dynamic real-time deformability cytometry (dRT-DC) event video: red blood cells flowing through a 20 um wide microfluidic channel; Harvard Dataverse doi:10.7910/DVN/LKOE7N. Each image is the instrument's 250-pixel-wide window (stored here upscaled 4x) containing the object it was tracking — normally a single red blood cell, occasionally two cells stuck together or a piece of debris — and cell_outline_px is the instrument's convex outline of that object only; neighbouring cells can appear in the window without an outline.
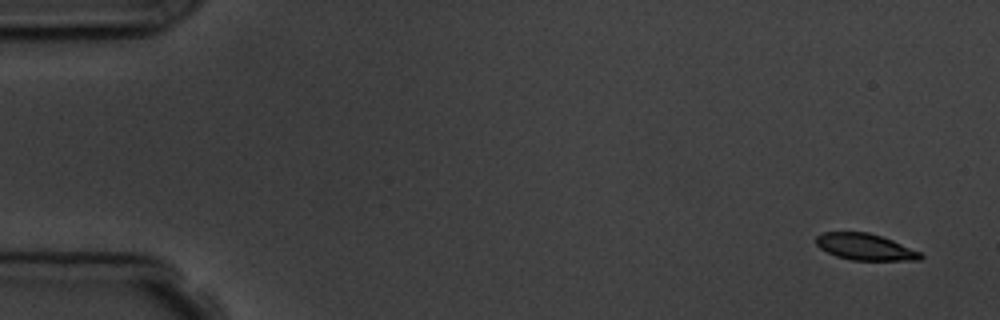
{"species": "common noctule bat (a hibernating species)", "species_latin": "Nyctalus noctula", "temperature_condition": "room temperature", "stored_images_in_passage": 8, "camera_frame_rate_fps": 3000, "um_per_image_px": 0.085, "animal": {"sex": "male", "body_mass_g": 19.5, "forearm_length_mm": 54.6}, "frame": {"image": 1, "passage_image": 1, "time_ms": 0.0, "image_size_px": [1000, 320], "cell_outline_px": [[924, 256], [920, 260], [852, 260], [836, 256], [820, 248], [816, 244], [816, 236], [824, 232], [868, 232], [892, 240], [920, 252]], "centroid_in_image_um": [73.53, 20.99], "position_along_channel_um": 11.5, "area_um2": 15.95}}
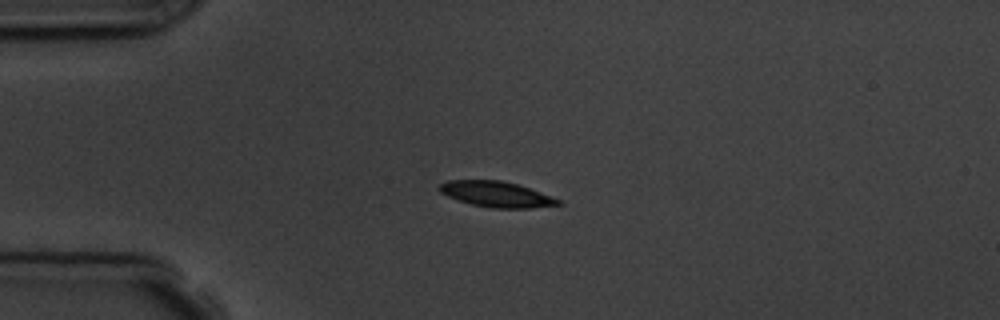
{"frame": {"image": 2, "passage_image": 4, "time_ms": 3.667, "image_size_px": [1000, 320], "cell_outline_px": [[564, 204], [532, 208], [492, 208], [472, 204], [448, 196], [440, 192], [440, 184], [448, 180], [500, 180], [516, 184], [540, 192], [560, 200]], "centroid_in_image_um": [42.21, 16.51], "position_along_channel_um": 42.8, "area_um2": 17.46}}
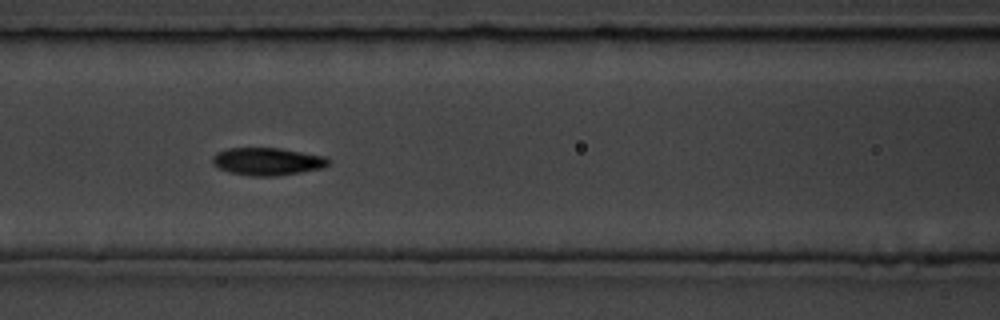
{"frame": {"image": 3, "passage_image": 7, "time_ms": 7.0, "image_size_px": [1000, 320], "cell_outline_px": [[332, 160], [324, 168], [276, 176], [252, 176], [232, 172], [220, 168], [212, 164], [212, 156], [216, 152], [228, 148], [280, 148], [328, 156]], "centroid_in_image_um": [22.78, 13.71], "position_along_channel_um": 143.8, "area_um2": 18.79}}